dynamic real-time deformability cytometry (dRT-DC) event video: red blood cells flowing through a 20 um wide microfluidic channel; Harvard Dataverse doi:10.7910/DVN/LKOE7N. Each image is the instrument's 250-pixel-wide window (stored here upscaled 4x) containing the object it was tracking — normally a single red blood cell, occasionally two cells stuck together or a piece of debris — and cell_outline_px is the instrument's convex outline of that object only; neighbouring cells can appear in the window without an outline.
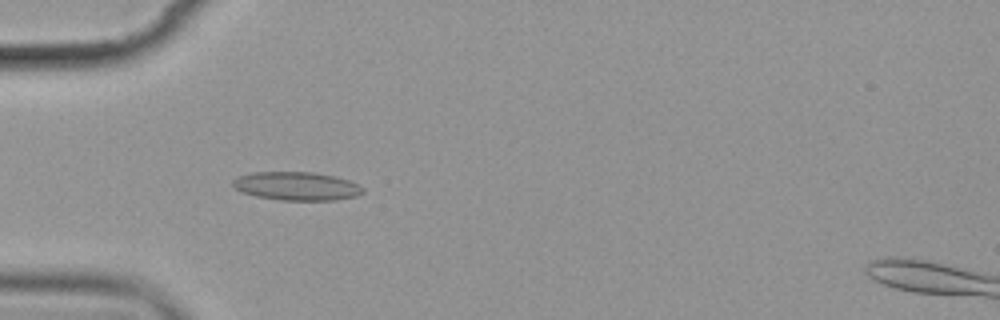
{"species": "common noctule bat (a hibernating species)", "species_latin": "Nyctalus noctula", "temperature_condition": "cold", "stored_images_in_passage": 4, "camera_frame_rate_fps": 3000, "um_per_image_px": 0.085, "animal": {"sex": "female", "body_mass_g": 19.9}, "frame": {"image": 1, "passage_image": 3, "time_ms": 2.333, "image_size_px": [1000, 320], "cell_outline_px": [[364, 192], [356, 196], [336, 200], [280, 200], [256, 196], [240, 192], [232, 184], [232, 180], [236, 176], [252, 172], [312, 172], [336, 176], [348, 180], [364, 188]], "centroid_in_image_um": [25.18, 15.81], "position_along_channel_um": 59.8, "area_um2": 21.68}}
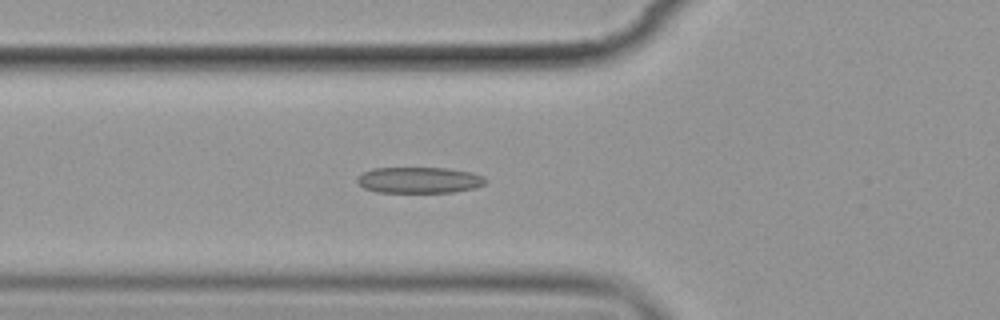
{"frame": {"image": 2, "passage_image": 4, "time_ms": 3.333, "image_size_px": [1000, 320], "cell_outline_px": [[488, 180], [484, 184], [472, 188], [452, 192], [376, 192], [364, 188], [356, 180], [356, 176], [360, 172], [372, 168], [448, 168], [472, 172], [484, 176]], "centroid_in_image_um": [35.6, 15.29], "position_along_channel_um": 90.2, "area_um2": 19.65}}